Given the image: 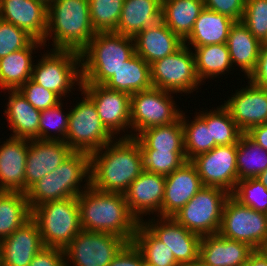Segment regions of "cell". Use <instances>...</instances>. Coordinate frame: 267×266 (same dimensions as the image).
I'll return each instance as SVG.
<instances>
[{
	"instance_id": "cell-1",
	"label": "cell",
	"mask_w": 267,
	"mask_h": 266,
	"mask_svg": "<svg viewBox=\"0 0 267 266\" xmlns=\"http://www.w3.org/2000/svg\"><path fill=\"white\" fill-rule=\"evenodd\" d=\"M91 185L124 193L144 171L143 154L134 138H116L90 155Z\"/></svg>"
},
{
	"instance_id": "cell-2",
	"label": "cell",
	"mask_w": 267,
	"mask_h": 266,
	"mask_svg": "<svg viewBox=\"0 0 267 266\" xmlns=\"http://www.w3.org/2000/svg\"><path fill=\"white\" fill-rule=\"evenodd\" d=\"M84 231L117 235L133 241L139 221L130 212L124 193L103 192L90 185L77 197Z\"/></svg>"
},
{
	"instance_id": "cell-3",
	"label": "cell",
	"mask_w": 267,
	"mask_h": 266,
	"mask_svg": "<svg viewBox=\"0 0 267 266\" xmlns=\"http://www.w3.org/2000/svg\"><path fill=\"white\" fill-rule=\"evenodd\" d=\"M88 0H54L47 5V41L51 49L81 52L95 35ZM50 38V39H49ZM46 46V47H45Z\"/></svg>"
},
{
	"instance_id": "cell-4",
	"label": "cell",
	"mask_w": 267,
	"mask_h": 266,
	"mask_svg": "<svg viewBox=\"0 0 267 266\" xmlns=\"http://www.w3.org/2000/svg\"><path fill=\"white\" fill-rule=\"evenodd\" d=\"M90 182V154L73 151L61 165L26 192L27 200L32 210L47 201L78 197L91 185Z\"/></svg>"
},
{
	"instance_id": "cell-5",
	"label": "cell",
	"mask_w": 267,
	"mask_h": 266,
	"mask_svg": "<svg viewBox=\"0 0 267 266\" xmlns=\"http://www.w3.org/2000/svg\"><path fill=\"white\" fill-rule=\"evenodd\" d=\"M135 54L132 37L98 32L80 52L82 84L103 85Z\"/></svg>"
},
{
	"instance_id": "cell-6",
	"label": "cell",
	"mask_w": 267,
	"mask_h": 266,
	"mask_svg": "<svg viewBox=\"0 0 267 266\" xmlns=\"http://www.w3.org/2000/svg\"><path fill=\"white\" fill-rule=\"evenodd\" d=\"M49 49H43L42 57L36 59L31 79L66 101L70 94L75 96L73 91L82 88L81 56L77 51Z\"/></svg>"
},
{
	"instance_id": "cell-7",
	"label": "cell",
	"mask_w": 267,
	"mask_h": 266,
	"mask_svg": "<svg viewBox=\"0 0 267 266\" xmlns=\"http://www.w3.org/2000/svg\"><path fill=\"white\" fill-rule=\"evenodd\" d=\"M45 247L64 250L82 230L77 197L47 201L32 209Z\"/></svg>"
},
{
	"instance_id": "cell-8",
	"label": "cell",
	"mask_w": 267,
	"mask_h": 266,
	"mask_svg": "<svg viewBox=\"0 0 267 266\" xmlns=\"http://www.w3.org/2000/svg\"><path fill=\"white\" fill-rule=\"evenodd\" d=\"M80 91L82 99H78L69 108V123L64 142L73 151L91 155L116 138L103 125L94 102Z\"/></svg>"
},
{
	"instance_id": "cell-9",
	"label": "cell",
	"mask_w": 267,
	"mask_h": 266,
	"mask_svg": "<svg viewBox=\"0 0 267 266\" xmlns=\"http://www.w3.org/2000/svg\"><path fill=\"white\" fill-rule=\"evenodd\" d=\"M230 196L219 187L204 186L172 217L200 237L219 233L223 206Z\"/></svg>"
},
{
	"instance_id": "cell-10",
	"label": "cell",
	"mask_w": 267,
	"mask_h": 266,
	"mask_svg": "<svg viewBox=\"0 0 267 266\" xmlns=\"http://www.w3.org/2000/svg\"><path fill=\"white\" fill-rule=\"evenodd\" d=\"M175 95L177 93L154 87L135 92L131 96V138L148 128L176 122L182 109L174 101Z\"/></svg>"
},
{
	"instance_id": "cell-11",
	"label": "cell",
	"mask_w": 267,
	"mask_h": 266,
	"mask_svg": "<svg viewBox=\"0 0 267 266\" xmlns=\"http://www.w3.org/2000/svg\"><path fill=\"white\" fill-rule=\"evenodd\" d=\"M151 80L154 88L191 95L203 84L196 73L193 50L185 44L175 53L159 59L151 65ZM184 93V94H183Z\"/></svg>"
},
{
	"instance_id": "cell-12",
	"label": "cell",
	"mask_w": 267,
	"mask_h": 266,
	"mask_svg": "<svg viewBox=\"0 0 267 266\" xmlns=\"http://www.w3.org/2000/svg\"><path fill=\"white\" fill-rule=\"evenodd\" d=\"M218 234L261 250L267 244V214L240 204L230 195L223 206Z\"/></svg>"
},
{
	"instance_id": "cell-13",
	"label": "cell",
	"mask_w": 267,
	"mask_h": 266,
	"mask_svg": "<svg viewBox=\"0 0 267 266\" xmlns=\"http://www.w3.org/2000/svg\"><path fill=\"white\" fill-rule=\"evenodd\" d=\"M127 243L111 233L81 230L64 249L66 266H108Z\"/></svg>"
},
{
	"instance_id": "cell-14",
	"label": "cell",
	"mask_w": 267,
	"mask_h": 266,
	"mask_svg": "<svg viewBox=\"0 0 267 266\" xmlns=\"http://www.w3.org/2000/svg\"><path fill=\"white\" fill-rule=\"evenodd\" d=\"M81 90L94 102L103 125L115 138H131L130 95L97 84H82Z\"/></svg>"
},
{
	"instance_id": "cell-15",
	"label": "cell",
	"mask_w": 267,
	"mask_h": 266,
	"mask_svg": "<svg viewBox=\"0 0 267 266\" xmlns=\"http://www.w3.org/2000/svg\"><path fill=\"white\" fill-rule=\"evenodd\" d=\"M203 186L219 187L232 193L238 179L237 145H218L190 160Z\"/></svg>"
},
{
	"instance_id": "cell-16",
	"label": "cell",
	"mask_w": 267,
	"mask_h": 266,
	"mask_svg": "<svg viewBox=\"0 0 267 266\" xmlns=\"http://www.w3.org/2000/svg\"><path fill=\"white\" fill-rule=\"evenodd\" d=\"M147 219L142 223L168 246L180 266H198L199 235L180 225L173 217L151 216Z\"/></svg>"
},
{
	"instance_id": "cell-17",
	"label": "cell",
	"mask_w": 267,
	"mask_h": 266,
	"mask_svg": "<svg viewBox=\"0 0 267 266\" xmlns=\"http://www.w3.org/2000/svg\"><path fill=\"white\" fill-rule=\"evenodd\" d=\"M247 81L222 103L242 133L267 123V89Z\"/></svg>"
},
{
	"instance_id": "cell-18",
	"label": "cell",
	"mask_w": 267,
	"mask_h": 266,
	"mask_svg": "<svg viewBox=\"0 0 267 266\" xmlns=\"http://www.w3.org/2000/svg\"><path fill=\"white\" fill-rule=\"evenodd\" d=\"M165 183V175L144 170L124 192L128 208L139 222L147 215L161 216Z\"/></svg>"
},
{
	"instance_id": "cell-19",
	"label": "cell",
	"mask_w": 267,
	"mask_h": 266,
	"mask_svg": "<svg viewBox=\"0 0 267 266\" xmlns=\"http://www.w3.org/2000/svg\"><path fill=\"white\" fill-rule=\"evenodd\" d=\"M73 152L64 141L29 140L25 168V193L54 171Z\"/></svg>"
},
{
	"instance_id": "cell-20",
	"label": "cell",
	"mask_w": 267,
	"mask_h": 266,
	"mask_svg": "<svg viewBox=\"0 0 267 266\" xmlns=\"http://www.w3.org/2000/svg\"><path fill=\"white\" fill-rule=\"evenodd\" d=\"M161 217H172L201 189L203 184L191 161L165 176Z\"/></svg>"
},
{
	"instance_id": "cell-21",
	"label": "cell",
	"mask_w": 267,
	"mask_h": 266,
	"mask_svg": "<svg viewBox=\"0 0 267 266\" xmlns=\"http://www.w3.org/2000/svg\"><path fill=\"white\" fill-rule=\"evenodd\" d=\"M0 18L43 41L47 29V4L41 0H0Z\"/></svg>"
},
{
	"instance_id": "cell-22",
	"label": "cell",
	"mask_w": 267,
	"mask_h": 266,
	"mask_svg": "<svg viewBox=\"0 0 267 266\" xmlns=\"http://www.w3.org/2000/svg\"><path fill=\"white\" fill-rule=\"evenodd\" d=\"M254 251L248 244L215 235L203 236L199 243L198 266H245Z\"/></svg>"
},
{
	"instance_id": "cell-23",
	"label": "cell",
	"mask_w": 267,
	"mask_h": 266,
	"mask_svg": "<svg viewBox=\"0 0 267 266\" xmlns=\"http://www.w3.org/2000/svg\"><path fill=\"white\" fill-rule=\"evenodd\" d=\"M6 140V141H5ZM29 140L0 139V191L25 193V168Z\"/></svg>"
},
{
	"instance_id": "cell-24",
	"label": "cell",
	"mask_w": 267,
	"mask_h": 266,
	"mask_svg": "<svg viewBox=\"0 0 267 266\" xmlns=\"http://www.w3.org/2000/svg\"><path fill=\"white\" fill-rule=\"evenodd\" d=\"M3 266H28L44 247L37 223L31 218L0 241Z\"/></svg>"
},
{
	"instance_id": "cell-25",
	"label": "cell",
	"mask_w": 267,
	"mask_h": 266,
	"mask_svg": "<svg viewBox=\"0 0 267 266\" xmlns=\"http://www.w3.org/2000/svg\"><path fill=\"white\" fill-rule=\"evenodd\" d=\"M7 93L3 114L4 120L9 124L8 131L11 130L10 137L27 140L39 139V120L41 111L34 108L22 95L19 90H4L0 93ZM9 94V95H8Z\"/></svg>"
},
{
	"instance_id": "cell-26",
	"label": "cell",
	"mask_w": 267,
	"mask_h": 266,
	"mask_svg": "<svg viewBox=\"0 0 267 266\" xmlns=\"http://www.w3.org/2000/svg\"><path fill=\"white\" fill-rule=\"evenodd\" d=\"M162 21V0H124L115 32L134 38Z\"/></svg>"
},
{
	"instance_id": "cell-27",
	"label": "cell",
	"mask_w": 267,
	"mask_h": 266,
	"mask_svg": "<svg viewBox=\"0 0 267 266\" xmlns=\"http://www.w3.org/2000/svg\"><path fill=\"white\" fill-rule=\"evenodd\" d=\"M226 45L233 69L235 70L237 67L239 76L242 72V74L244 73L242 76L247 80L256 68L263 44L250 33L241 21H235L230 29Z\"/></svg>"
},
{
	"instance_id": "cell-28",
	"label": "cell",
	"mask_w": 267,
	"mask_h": 266,
	"mask_svg": "<svg viewBox=\"0 0 267 266\" xmlns=\"http://www.w3.org/2000/svg\"><path fill=\"white\" fill-rule=\"evenodd\" d=\"M135 53L149 65L175 53L184 41L161 21L151 29L142 30L134 38Z\"/></svg>"
},
{
	"instance_id": "cell-29",
	"label": "cell",
	"mask_w": 267,
	"mask_h": 266,
	"mask_svg": "<svg viewBox=\"0 0 267 266\" xmlns=\"http://www.w3.org/2000/svg\"><path fill=\"white\" fill-rule=\"evenodd\" d=\"M44 43L34 39L26 48L8 54L0 59V89L18 90L32 77L33 65L36 59L35 50L43 48ZM33 55V56H32Z\"/></svg>"
},
{
	"instance_id": "cell-30",
	"label": "cell",
	"mask_w": 267,
	"mask_h": 266,
	"mask_svg": "<svg viewBox=\"0 0 267 266\" xmlns=\"http://www.w3.org/2000/svg\"><path fill=\"white\" fill-rule=\"evenodd\" d=\"M234 23L230 17L204 7L184 44L188 47H200L226 43Z\"/></svg>"
},
{
	"instance_id": "cell-31",
	"label": "cell",
	"mask_w": 267,
	"mask_h": 266,
	"mask_svg": "<svg viewBox=\"0 0 267 266\" xmlns=\"http://www.w3.org/2000/svg\"><path fill=\"white\" fill-rule=\"evenodd\" d=\"M106 88L132 96L135 92L153 87L151 66L136 53L124 61L116 73L104 84Z\"/></svg>"
},
{
	"instance_id": "cell-32",
	"label": "cell",
	"mask_w": 267,
	"mask_h": 266,
	"mask_svg": "<svg viewBox=\"0 0 267 266\" xmlns=\"http://www.w3.org/2000/svg\"><path fill=\"white\" fill-rule=\"evenodd\" d=\"M190 48L194 52L196 73L202 84H206L207 79L215 80L227 73L233 75L235 70L226 43Z\"/></svg>"
},
{
	"instance_id": "cell-33",
	"label": "cell",
	"mask_w": 267,
	"mask_h": 266,
	"mask_svg": "<svg viewBox=\"0 0 267 266\" xmlns=\"http://www.w3.org/2000/svg\"><path fill=\"white\" fill-rule=\"evenodd\" d=\"M203 9V0H162V21L184 41Z\"/></svg>"
},
{
	"instance_id": "cell-34",
	"label": "cell",
	"mask_w": 267,
	"mask_h": 266,
	"mask_svg": "<svg viewBox=\"0 0 267 266\" xmlns=\"http://www.w3.org/2000/svg\"><path fill=\"white\" fill-rule=\"evenodd\" d=\"M32 218L26 193L0 191V241Z\"/></svg>"
},
{
	"instance_id": "cell-35",
	"label": "cell",
	"mask_w": 267,
	"mask_h": 266,
	"mask_svg": "<svg viewBox=\"0 0 267 266\" xmlns=\"http://www.w3.org/2000/svg\"><path fill=\"white\" fill-rule=\"evenodd\" d=\"M134 139L141 150L185 151L181 117L172 124L143 130Z\"/></svg>"
},
{
	"instance_id": "cell-36",
	"label": "cell",
	"mask_w": 267,
	"mask_h": 266,
	"mask_svg": "<svg viewBox=\"0 0 267 266\" xmlns=\"http://www.w3.org/2000/svg\"><path fill=\"white\" fill-rule=\"evenodd\" d=\"M182 110L180 115L184 132V148L187 161H190L199 154L209 152L218 146L212 139L211 125L195 112L190 120L189 115ZM190 120V121H189Z\"/></svg>"
},
{
	"instance_id": "cell-37",
	"label": "cell",
	"mask_w": 267,
	"mask_h": 266,
	"mask_svg": "<svg viewBox=\"0 0 267 266\" xmlns=\"http://www.w3.org/2000/svg\"><path fill=\"white\" fill-rule=\"evenodd\" d=\"M204 109V110H203ZM202 110V111H201ZM196 109V113L206 122V125H211L212 139L217 145H237L240 136L243 134L232 119L229 111L222 105L211 109L201 108Z\"/></svg>"
},
{
	"instance_id": "cell-38",
	"label": "cell",
	"mask_w": 267,
	"mask_h": 266,
	"mask_svg": "<svg viewBox=\"0 0 267 266\" xmlns=\"http://www.w3.org/2000/svg\"><path fill=\"white\" fill-rule=\"evenodd\" d=\"M146 264L180 266L168 246L159 240L142 222H139L133 241Z\"/></svg>"
},
{
	"instance_id": "cell-39",
	"label": "cell",
	"mask_w": 267,
	"mask_h": 266,
	"mask_svg": "<svg viewBox=\"0 0 267 266\" xmlns=\"http://www.w3.org/2000/svg\"><path fill=\"white\" fill-rule=\"evenodd\" d=\"M267 169V151L243 133L237 143L238 179L256 178Z\"/></svg>"
},
{
	"instance_id": "cell-40",
	"label": "cell",
	"mask_w": 267,
	"mask_h": 266,
	"mask_svg": "<svg viewBox=\"0 0 267 266\" xmlns=\"http://www.w3.org/2000/svg\"><path fill=\"white\" fill-rule=\"evenodd\" d=\"M92 26L96 33L115 32L124 0H88Z\"/></svg>"
},
{
	"instance_id": "cell-41",
	"label": "cell",
	"mask_w": 267,
	"mask_h": 266,
	"mask_svg": "<svg viewBox=\"0 0 267 266\" xmlns=\"http://www.w3.org/2000/svg\"><path fill=\"white\" fill-rule=\"evenodd\" d=\"M64 101L41 111L39 120V140L65 141L69 123V110L64 112Z\"/></svg>"
},
{
	"instance_id": "cell-42",
	"label": "cell",
	"mask_w": 267,
	"mask_h": 266,
	"mask_svg": "<svg viewBox=\"0 0 267 266\" xmlns=\"http://www.w3.org/2000/svg\"><path fill=\"white\" fill-rule=\"evenodd\" d=\"M144 170L150 173L169 175L186 161L185 151L141 150Z\"/></svg>"
},
{
	"instance_id": "cell-43",
	"label": "cell",
	"mask_w": 267,
	"mask_h": 266,
	"mask_svg": "<svg viewBox=\"0 0 267 266\" xmlns=\"http://www.w3.org/2000/svg\"><path fill=\"white\" fill-rule=\"evenodd\" d=\"M230 195L240 204L267 214V188L257 178L239 180Z\"/></svg>"
},
{
	"instance_id": "cell-44",
	"label": "cell",
	"mask_w": 267,
	"mask_h": 266,
	"mask_svg": "<svg viewBox=\"0 0 267 266\" xmlns=\"http://www.w3.org/2000/svg\"><path fill=\"white\" fill-rule=\"evenodd\" d=\"M241 22L257 40L267 43V0H246Z\"/></svg>"
},
{
	"instance_id": "cell-45",
	"label": "cell",
	"mask_w": 267,
	"mask_h": 266,
	"mask_svg": "<svg viewBox=\"0 0 267 266\" xmlns=\"http://www.w3.org/2000/svg\"><path fill=\"white\" fill-rule=\"evenodd\" d=\"M33 40L25 30L0 18V59L26 48Z\"/></svg>"
},
{
	"instance_id": "cell-46",
	"label": "cell",
	"mask_w": 267,
	"mask_h": 266,
	"mask_svg": "<svg viewBox=\"0 0 267 266\" xmlns=\"http://www.w3.org/2000/svg\"><path fill=\"white\" fill-rule=\"evenodd\" d=\"M18 90L34 108L40 111L54 107L62 101L56 93L45 89L32 79H29Z\"/></svg>"
},
{
	"instance_id": "cell-47",
	"label": "cell",
	"mask_w": 267,
	"mask_h": 266,
	"mask_svg": "<svg viewBox=\"0 0 267 266\" xmlns=\"http://www.w3.org/2000/svg\"><path fill=\"white\" fill-rule=\"evenodd\" d=\"M246 0H203L204 7L224 14L234 21H241Z\"/></svg>"
},
{
	"instance_id": "cell-48",
	"label": "cell",
	"mask_w": 267,
	"mask_h": 266,
	"mask_svg": "<svg viewBox=\"0 0 267 266\" xmlns=\"http://www.w3.org/2000/svg\"><path fill=\"white\" fill-rule=\"evenodd\" d=\"M145 264L140 250L130 242L117 253L108 266H145Z\"/></svg>"
},
{
	"instance_id": "cell-49",
	"label": "cell",
	"mask_w": 267,
	"mask_h": 266,
	"mask_svg": "<svg viewBox=\"0 0 267 266\" xmlns=\"http://www.w3.org/2000/svg\"><path fill=\"white\" fill-rule=\"evenodd\" d=\"M28 266H66L65 252L59 248L44 246Z\"/></svg>"
},
{
	"instance_id": "cell-50",
	"label": "cell",
	"mask_w": 267,
	"mask_h": 266,
	"mask_svg": "<svg viewBox=\"0 0 267 266\" xmlns=\"http://www.w3.org/2000/svg\"><path fill=\"white\" fill-rule=\"evenodd\" d=\"M247 80L258 87L267 89V43H263L256 68Z\"/></svg>"
},
{
	"instance_id": "cell-51",
	"label": "cell",
	"mask_w": 267,
	"mask_h": 266,
	"mask_svg": "<svg viewBox=\"0 0 267 266\" xmlns=\"http://www.w3.org/2000/svg\"><path fill=\"white\" fill-rule=\"evenodd\" d=\"M245 134L256 144L267 151V123L255 126Z\"/></svg>"
},
{
	"instance_id": "cell-52",
	"label": "cell",
	"mask_w": 267,
	"mask_h": 266,
	"mask_svg": "<svg viewBox=\"0 0 267 266\" xmlns=\"http://www.w3.org/2000/svg\"><path fill=\"white\" fill-rule=\"evenodd\" d=\"M245 266H267V255L262 249L254 250L250 254Z\"/></svg>"
},
{
	"instance_id": "cell-53",
	"label": "cell",
	"mask_w": 267,
	"mask_h": 266,
	"mask_svg": "<svg viewBox=\"0 0 267 266\" xmlns=\"http://www.w3.org/2000/svg\"><path fill=\"white\" fill-rule=\"evenodd\" d=\"M267 188V169L256 177Z\"/></svg>"
},
{
	"instance_id": "cell-54",
	"label": "cell",
	"mask_w": 267,
	"mask_h": 266,
	"mask_svg": "<svg viewBox=\"0 0 267 266\" xmlns=\"http://www.w3.org/2000/svg\"><path fill=\"white\" fill-rule=\"evenodd\" d=\"M262 250L264 251V253L267 255V244H265L262 248Z\"/></svg>"
},
{
	"instance_id": "cell-55",
	"label": "cell",
	"mask_w": 267,
	"mask_h": 266,
	"mask_svg": "<svg viewBox=\"0 0 267 266\" xmlns=\"http://www.w3.org/2000/svg\"><path fill=\"white\" fill-rule=\"evenodd\" d=\"M0 266H3L2 265V252H1V247H0Z\"/></svg>"
},
{
	"instance_id": "cell-56",
	"label": "cell",
	"mask_w": 267,
	"mask_h": 266,
	"mask_svg": "<svg viewBox=\"0 0 267 266\" xmlns=\"http://www.w3.org/2000/svg\"><path fill=\"white\" fill-rule=\"evenodd\" d=\"M41 1H43L45 4H49L50 2H52V1H54V0H41Z\"/></svg>"
},
{
	"instance_id": "cell-57",
	"label": "cell",
	"mask_w": 267,
	"mask_h": 266,
	"mask_svg": "<svg viewBox=\"0 0 267 266\" xmlns=\"http://www.w3.org/2000/svg\"><path fill=\"white\" fill-rule=\"evenodd\" d=\"M145 266H157V265H152V264H145Z\"/></svg>"
}]
</instances>
